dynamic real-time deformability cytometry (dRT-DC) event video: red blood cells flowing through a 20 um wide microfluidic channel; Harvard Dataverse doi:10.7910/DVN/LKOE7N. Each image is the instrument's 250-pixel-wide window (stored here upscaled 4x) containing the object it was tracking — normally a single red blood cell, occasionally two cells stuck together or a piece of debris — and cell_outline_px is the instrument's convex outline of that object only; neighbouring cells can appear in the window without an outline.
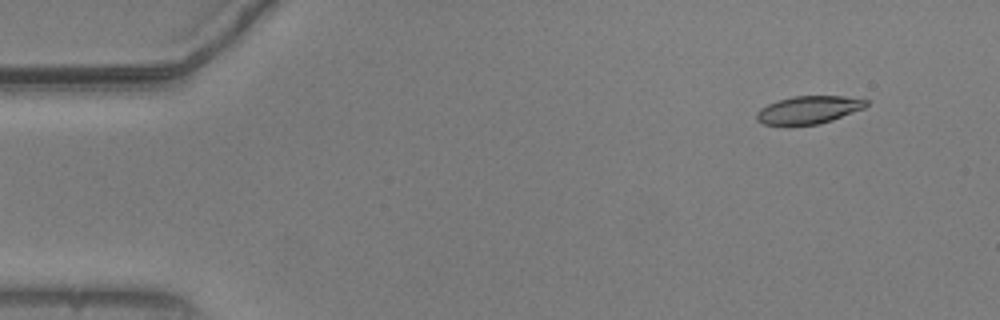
{"species": "common noctule bat (a hibernating species)", "species_latin": "Nyctalus noctula", "temperature_condition": "warm", "stored_images_in_passage": 19, "camera_frame_rate_fps": 3000, "um_per_image_px": 0.085, "animal": {"sex": "male", "body_mass_g": 20.5, "forearm_length_mm": 52.5}, "frame": {"image": 1, "passage_image": 5, "time_ms": 1.333, "image_size_px": [1000, 320], "cell_outline_px": [[868, 104], [864, 108], [832, 120], [816, 124], [764, 124], [756, 120], [756, 112], [760, 108], [768, 104], [792, 96], [844, 96], [868, 100]], "centroid_in_image_um": [68.74, 9.32], "position_along_channel_um": 16.3, "area_um2": 17.46}}
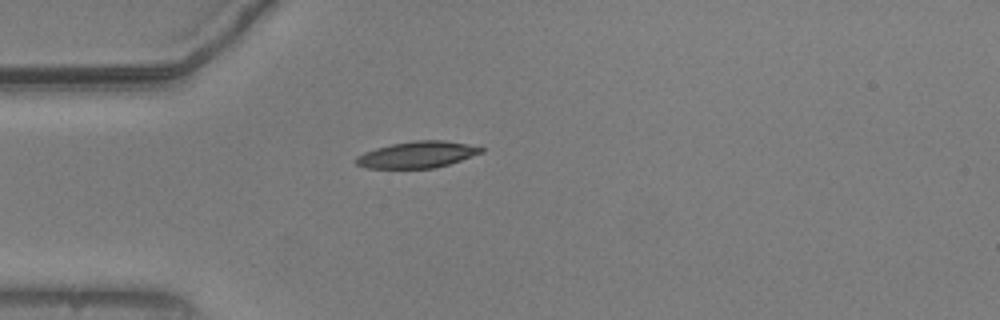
{"frame": {"image": 2, "passage_image": 15, "time_ms": 4.667, "image_size_px": [1000, 320], "cell_outline_px": [[484, 152], [448, 164], [432, 168], [368, 168], [356, 164], [356, 156], [364, 152], [376, 148], [392, 144], [412, 140], [444, 140], [468, 144], [484, 148]], "centroid_in_image_um": [35.47, 13.13], "position_along_channel_um": 49.5, "area_um2": 19.19}}